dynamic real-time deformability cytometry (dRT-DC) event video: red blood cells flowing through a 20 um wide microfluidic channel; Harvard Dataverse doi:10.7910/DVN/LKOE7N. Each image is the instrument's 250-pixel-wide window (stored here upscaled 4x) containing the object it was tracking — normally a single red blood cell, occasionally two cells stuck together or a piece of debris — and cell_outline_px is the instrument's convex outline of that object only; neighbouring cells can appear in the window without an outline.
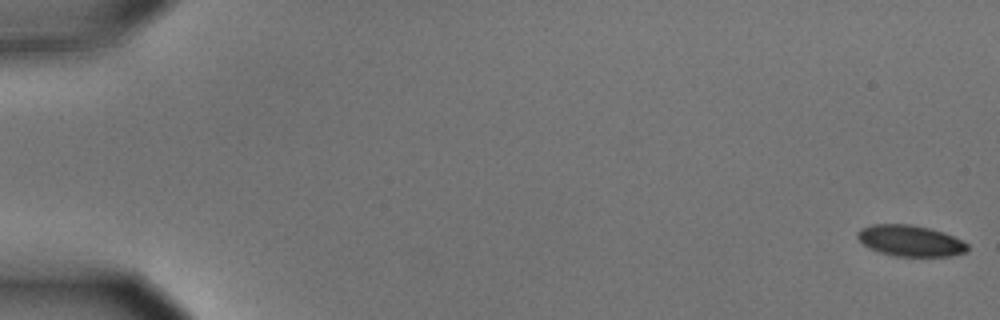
{"species": "common noctule bat (a hibernating species)", "species_latin": "Nyctalus noctula", "temperature_condition": "cold", "stored_images_in_passage": 57, "camera_frame_rate_fps": 3000, "um_per_image_px": 0.085, "animal": {"sex": "male", "body_mass_g": 15.6}, "frame": {"image": 1, "passage_image": 1, "time_ms": 0.0, "image_size_px": [1000, 320], "cell_outline_px": [[968, 252], [948, 256], [896, 256], [880, 252], [868, 248], [856, 236], [856, 232], [860, 228], [872, 224], [908, 224], [928, 228], [944, 232], [968, 244]], "centroid_in_image_um": [77.35, 20.46], "position_along_channel_um": 7.6, "area_um2": 19.88}}
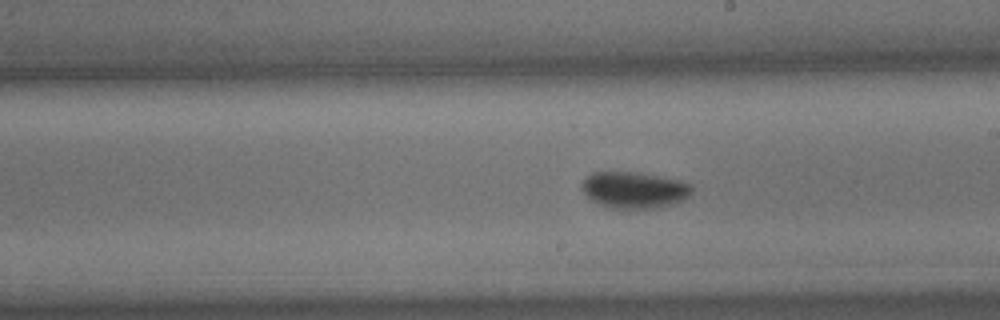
{"frame": {"image": 2, "passage_image": 33, "time_ms": 10.667, "image_size_px": [1000, 320], "cell_outline_px": [[692, 192], [684, 200], [672, 204], [652, 208], [620, 212], [608, 208], [592, 200], [580, 188], [580, 184], [592, 172], [636, 172], [660, 176], [680, 180], [692, 184]], "centroid_in_image_um": [53.9, 16.18], "position_along_channel_um": 235.1, "area_um2": 23.99}}
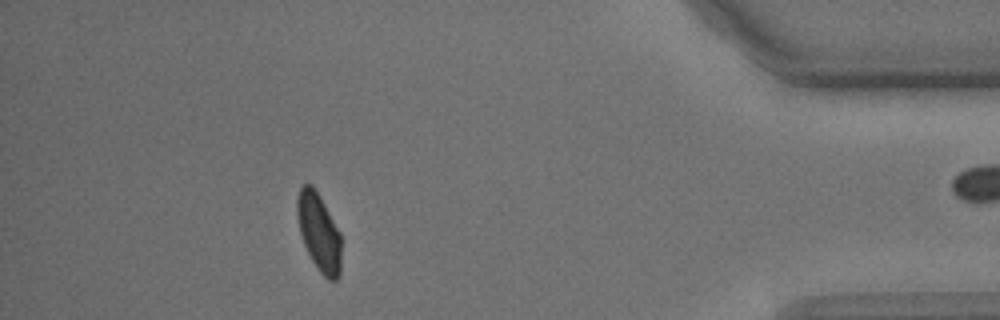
{"frame": {"image": 3, "passage_image": 51, "time_ms": 16.667, "image_size_px": [1000, 320], "cell_outline_px": [[340, 276], [336, 280], [328, 280], [320, 272], [312, 260], [304, 244], [300, 232], [296, 216], [296, 200], [300, 188], [304, 184], [312, 184], [320, 196], [340, 232]], "centroid_in_image_um": [27.09, 19.72], "position_along_channel_um": 408.1, "area_um2": 19.94}, "authors_computed_cell_mechanics": {"area_um2": 21.2704, "velocity_mm_per_s": 3.6201, "shape_relaxation_time_tau1_ms": 3.8583, "shape_relaxation_time_tau2_ms": 6.3801, "deformation_change_tau1": 0.1307, "deformation_change_tau2": 0.0815}}